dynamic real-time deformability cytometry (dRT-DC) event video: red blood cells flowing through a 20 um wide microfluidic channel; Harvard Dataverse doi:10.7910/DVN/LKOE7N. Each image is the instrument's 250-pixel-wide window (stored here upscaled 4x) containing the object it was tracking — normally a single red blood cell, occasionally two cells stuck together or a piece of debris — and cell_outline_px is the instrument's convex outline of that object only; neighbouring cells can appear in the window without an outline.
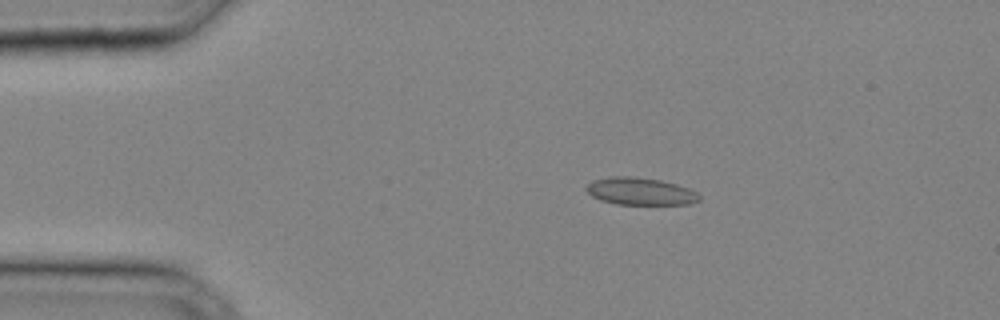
{"species": "common noctule bat (a hibernating species)", "species_latin": "Nyctalus noctula", "temperature_condition": "cold", "stored_images_in_passage": 34, "camera_frame_rate_fps": 3000, "um_per_image_px": 0.085, "animal": {"sex": "male", "body_mass_g": 20.4}, "frame": {"image": 1, "passage_image": 6, "time_ms": 1.667, "image_size_px": [1000, 320], "cell_outline_px": [[700, 200], [688, 204], [616, 204], [600, 200], [592, 196], [584, 188], [592, 180], [608, 176], [632, 176], [660, 180], [676, 184], [688, 188], [696, 192], [700, 196]], "centroid_in_image_um": [54.39, 16.25], "position_along_channel_um": 30.6, "area_um2": 18.03}}
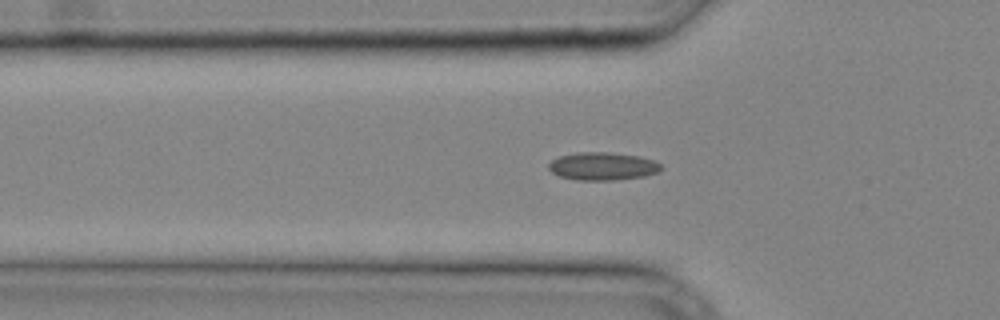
{"frame": {"image": 2, "passage_image": 11, "time_ms": 3.333, "image_size_px": [1000, 320], "cell_outline_px": [[664, 168], [656, 172], [644, 176], [616, 180], [576, 180], [560, 176], [552, 172], [548, 168], [548, 164], [552, 160], [560, 156], [576, 152], [608, 152], [640, 156], [652, 160], [660, 164]], "centroid_in_image_um": [51.21, 14.13], "position_along_channel_um": 74.6, "area_um2": 18.26}}
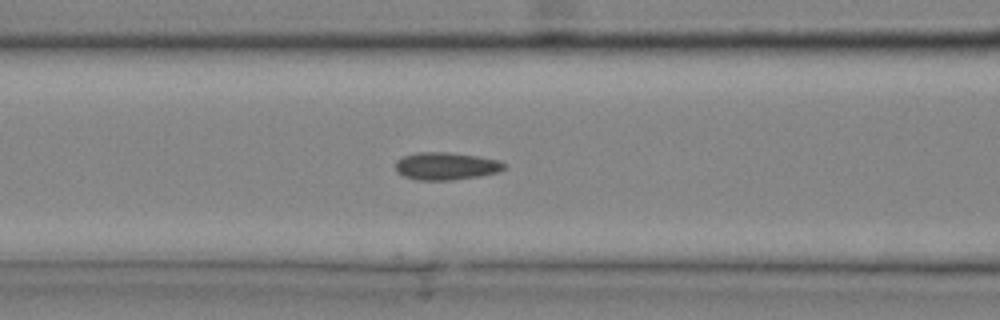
{"frame": {"image": 3, "passage_image": 14, "time_ms": 4.333, "image_size_px": [1000, 320], "cell_outline_px": [[504, 168], [496, 172], [480, 176], [448, 180], [416, 180], [404, 176], [396, 172], [396, 160], [404, 156], [416, 152], [452, 152], [500, 160], [504, 164]], "centroid_in_image_um": [37.87, 14.11], "position_along_channel_um": 128.7, "area_um2": 17.4}}